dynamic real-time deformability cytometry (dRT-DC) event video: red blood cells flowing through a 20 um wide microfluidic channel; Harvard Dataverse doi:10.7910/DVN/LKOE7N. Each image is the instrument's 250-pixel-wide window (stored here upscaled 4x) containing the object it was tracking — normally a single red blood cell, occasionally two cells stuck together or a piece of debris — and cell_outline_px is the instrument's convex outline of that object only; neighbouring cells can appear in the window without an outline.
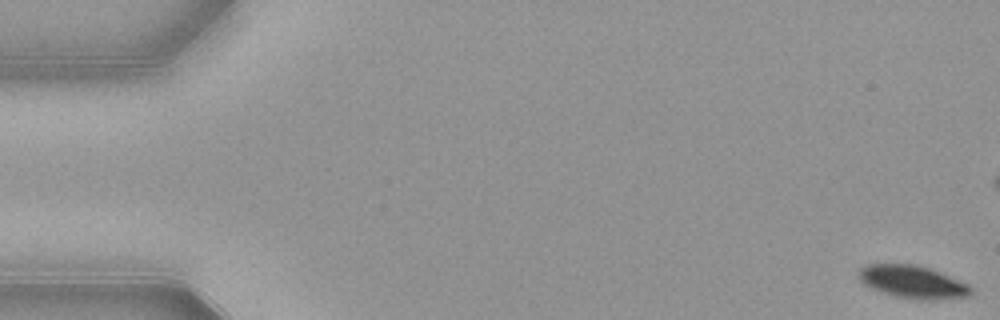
{"species": "common noctule bat (a hibernating species)", "species_latin": "Nyctalus noctula", "temperature_condition": "warm", "stored_images_in_passage": 15, "camera_frame_rate_fps": 3000, "um_per_image_px": 0.085, "animal": {"sex": "female", "body_mass_g": 21.9}, "frame": {"image": 1, "passage_image": 1, "time_ms": 0.0, "image_size_px": [1000, 320], "cell_outline_px": [[972, 292], [968, 296], [936, 300], [916, 300], [896, 296], [872, 288], [864, 284], [860, 280], [860, 268], [868, 264], [916, 264], [940, 272], [968, 284], [972, 288]], "centroid_in_image_um": [77.61, 23.97], "position_along_channel_um": 7.4, "area_um2": 21.21}}